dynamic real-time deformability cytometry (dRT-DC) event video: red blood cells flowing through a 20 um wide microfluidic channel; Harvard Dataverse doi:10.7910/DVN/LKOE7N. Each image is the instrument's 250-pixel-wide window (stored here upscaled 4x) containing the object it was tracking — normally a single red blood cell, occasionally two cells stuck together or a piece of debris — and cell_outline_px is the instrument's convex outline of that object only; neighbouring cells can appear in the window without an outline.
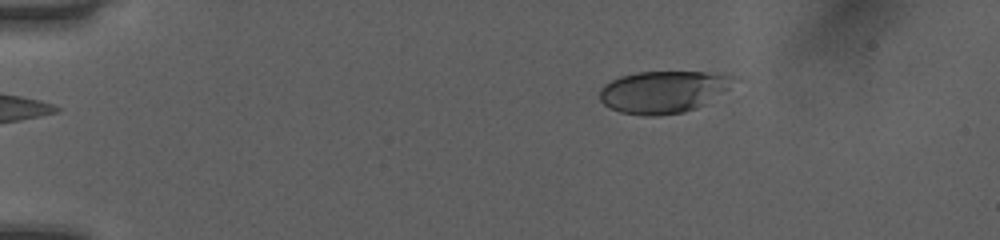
{"species": "human", "species_latin": "Homo sapiens", "temperature_condition": "room temperature", "stored_images_in_passage": 44, "camera_frame_rate_fps": 3000, "um_per_image_px": 0.085, "donor": {"sex": "female"}, "frame": {"image": 1, "passage_image": 2, "time_ms": 0.333, "image_size_px": [1000, 240], "cell_outline_px": [[732, 76], [728, 88], [704, 104], [696, 108], [684, 112], [660, 116], [644, 116], [620, 112], [604, 104], [600, 100], [600, 88], [604, 84], [620, 76], [636, 72], [708, 72]], "centroid_in_image_um": [56.29, 7.82], "position_along_channel_um": 28.7, "area_um2": 32.48}}
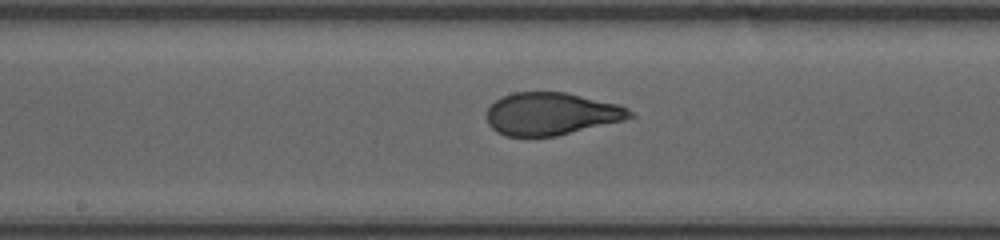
{"frame": {"image": 2, "passage_image": 21, "time_ms": 6.667, "image_size_px": [1000, 240], "cell_outline_px": [[636, 116], [624, 120], [556, 136], [504, 136], [496, 132], [488, 124], [488, 108], [496, 100], [512, 92], [564, 92], [616, 104], [628, 108]], "centroid_in_image_um": [46.85, 9.68], "position_along_channel_um": 201.4, "area_um2": 35.2}}
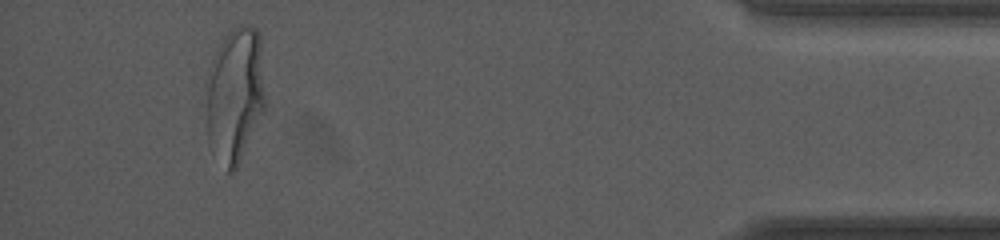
{"frame": {"image": 3, "passage_image": 41, "time_ms": 13.333, "image_size_px": [1000, 240], "cell_outline_px": [[264, 108], [236, 168], [232, 172], [228, 172], [208, 144], [208, 72], [212, 60], [224, 36], [232, 28], [240, 24], [256, 28], [260, 32], [264, 96]], "centroid_in_image_um": [19.98, 8.0], "position_along_channel_um": 415.2, "area_um2": 45.49}, "authors_computed_cell_mechanics": {"area_um2": 36.2406, "velocity_mm_per_s": 4.0357, "shape_relaxation_time_tau1_ms": 4.5815, "shape_relaxation_time_tau2_ms": null, "deformation_change_tau1": 0.1931, "deformation_change_tau2": null}}